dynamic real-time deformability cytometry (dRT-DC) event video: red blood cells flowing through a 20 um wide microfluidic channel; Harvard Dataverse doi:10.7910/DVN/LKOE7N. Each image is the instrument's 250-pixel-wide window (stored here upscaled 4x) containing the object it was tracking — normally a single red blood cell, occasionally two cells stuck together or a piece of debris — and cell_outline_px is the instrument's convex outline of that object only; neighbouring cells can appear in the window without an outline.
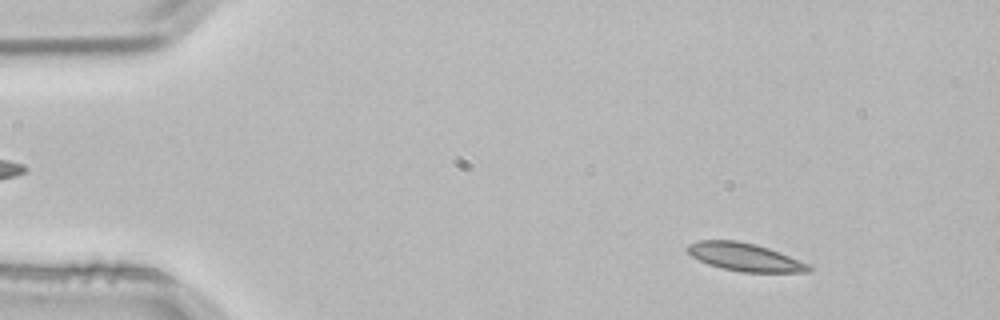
{"species": "common noctule bat (a hibernating species)", "species_latin": "Nyctalus noctula", "temperature_condition": "room temperature", "stored_images_in_passage": 2, "camera_frame_rate_fps": 3000, "um_per_image_px": 0.085, "animal": {"sex": "male", "body_mass_g": 21.5, "forearm_length_mm": 52.0}, "frame": {"image": 1, "passage_image": 1, "time_ms": 0.0, "image_size_px": [1000, 320], "cell_outline_px": [[812, 268], [808, 272], [744, 272], [724, 268], [708, 264], [692, 256], [684, 248], [688, 244], [700, 240], [736, 240], [756, 244], [780, 252], [812, 264]], "centroid_in_image_um": [63.34, 21.84], "position_along_channel_um": 21.7, "area_um2": 19.83}}
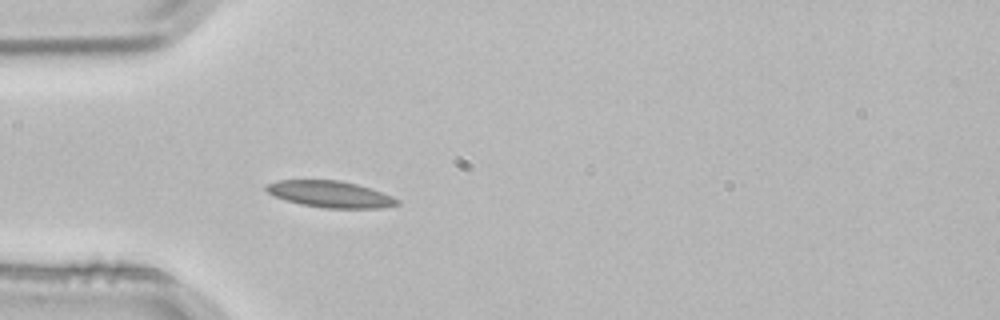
{"frame": {"image": 2, "passage_image": 2, "time_ms": 0.333, "image_size_px": [1000, 320], "cell_outline_px": [[400, 204], [380, 208], [324, 208], [300, 204], [284, 200], [268, 192], [264, 188], [264, 184], [280, 180], [340, 180], [356, 184], [392, 196], [400, 200]], "centroid_in_image_um": [28.04, 16.51], "position_along_channel_um": 57.0, "area_um2": 20.17}}